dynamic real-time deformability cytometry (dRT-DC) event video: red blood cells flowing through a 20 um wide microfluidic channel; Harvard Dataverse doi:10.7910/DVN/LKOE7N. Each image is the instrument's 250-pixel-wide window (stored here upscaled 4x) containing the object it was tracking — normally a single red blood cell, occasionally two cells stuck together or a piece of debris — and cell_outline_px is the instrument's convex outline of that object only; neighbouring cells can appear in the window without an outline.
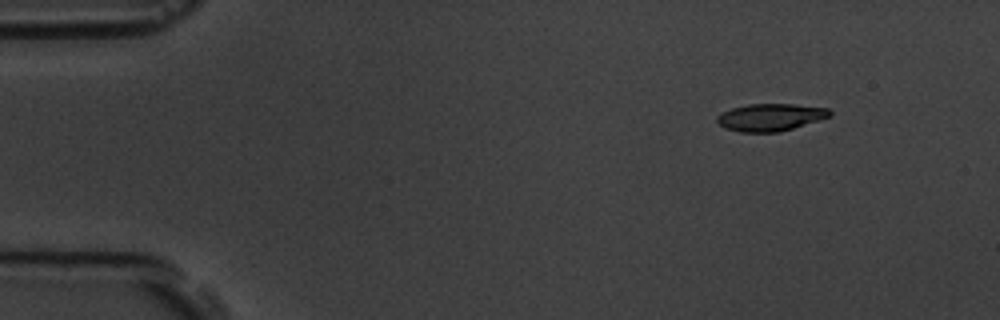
{"species": "common noctule bat (a hibernating species)", "species_latin": "Nyctalus noctula", "temperature_condition": "room temperature", "stored_images_in_passage": 4, "camera_frame_rate_fps": 3000, "um_per_image_px": 0.085, "animal": {"sex": "male", "body_mass_g": 19.5, "forearm_length_mm": 54.6}, "frame": {"image": 1, "passage_image": 1, "time_ms": 0.0, "image_size_px": [1000, 320], "cell_outline_px": [[832, 116], [780, 132], [740, 132], [724, 128], [716, 120], [716, 116], [732, 108], [748, 104], [792, 104], [828, 108], [832, 112]], "centroid_in_image_um": [65.49, 9.97], "position_along_channel_um": 19.5, "area_um2": 17.92}}
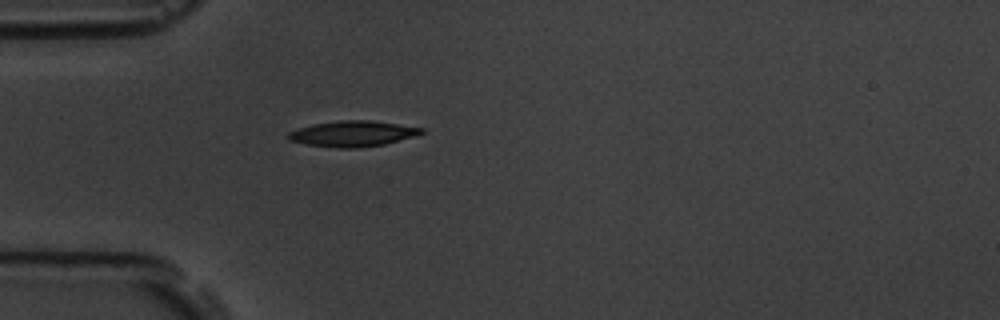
{"frame": {"image": 2, "passage_image": 4, "time_ms": 3.333, "image_size_px": [1000, 320], "cell_outline_px": [[424, 132], [416, 136], [384, 144], [360, 148], [340, 148], [304, 144], [288, 140], [288, 132], [312, 124], [340, 120], [372, 120], [424, 128]], "centroid_in_image_um": [29.99, 11.36], "position_along_channel_um": 55.0, "area_um2": 20.0}}